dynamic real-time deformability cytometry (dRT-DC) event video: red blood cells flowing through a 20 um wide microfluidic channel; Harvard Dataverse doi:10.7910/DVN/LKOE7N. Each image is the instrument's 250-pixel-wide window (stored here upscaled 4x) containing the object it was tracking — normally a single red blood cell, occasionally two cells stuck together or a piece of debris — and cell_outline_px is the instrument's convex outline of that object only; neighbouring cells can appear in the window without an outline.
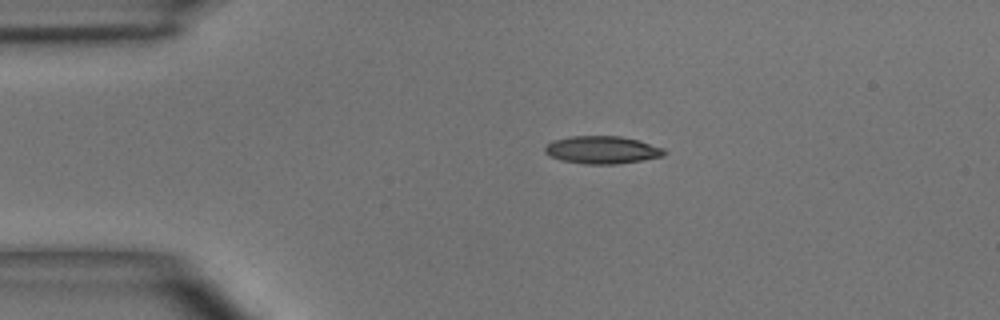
{"species": "common noctule bat (a hibernating species)", "species_latin": "Nyctalus noctula", "temperature_condition": "room temperature", "stored_images_in_passage": 2, "camera_frame_rate_fps": 3000, "um_per_image_px": 0.085, "animal": {"sex": "male", "body_mass_g": 15.6}, "frame": {"image": 1, "passage_image": 1, "time_ms": 0.0, "image_size_px": [1000, 320], "cell_outline_px": [[668, 152], [664, 156], [644, 160], [616, 164], [584, 164], [560, 160], [544, 152], [544, 148], [552, 140], [568, 136], [620, 136], [640, 140], [664, 148]], "centroid_in_image_um": [51.21, 12.74], "position_along_channel_um": 33.8, "area_um2": 19.48}}